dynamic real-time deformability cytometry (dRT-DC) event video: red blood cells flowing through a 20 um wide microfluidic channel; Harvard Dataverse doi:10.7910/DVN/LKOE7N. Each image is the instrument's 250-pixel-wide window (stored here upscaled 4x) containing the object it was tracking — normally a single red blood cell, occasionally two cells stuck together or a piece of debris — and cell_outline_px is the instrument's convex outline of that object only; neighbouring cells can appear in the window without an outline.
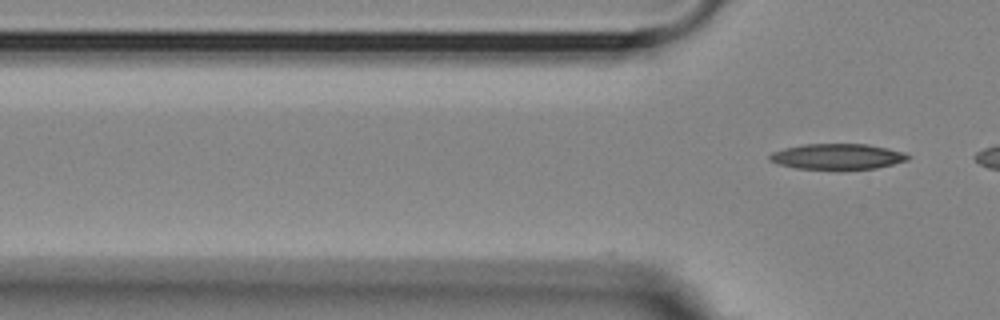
{"species": "Egyptian fruit bat (a non-hibernating species)", "species_latin": "Rousettus aegyptiacus", "temperature_condition": "room temperature", "stored_images_in_passage": 6, "camera_frame_rate_fps": 3000, "um_per_image_px": 0.085, "animal": {"sex": "female"}, "frame": {"image": 1, "passage_image": 6, "time_ms": 1.667, "image_size_px": [1000, 320], "cell_outline_px": [[912, 156], [908, 160], [876, 168], [796, 168], [776, 164], [768, 160], [768, 156], [772, 152], [784, 148], [804, 144], [868, 144], [888, 148], [904, 152]], "centroid_in_image_um": [71.16, 13.29], "position_along_channel_um": 54.6, "area_um2": 20.46}}